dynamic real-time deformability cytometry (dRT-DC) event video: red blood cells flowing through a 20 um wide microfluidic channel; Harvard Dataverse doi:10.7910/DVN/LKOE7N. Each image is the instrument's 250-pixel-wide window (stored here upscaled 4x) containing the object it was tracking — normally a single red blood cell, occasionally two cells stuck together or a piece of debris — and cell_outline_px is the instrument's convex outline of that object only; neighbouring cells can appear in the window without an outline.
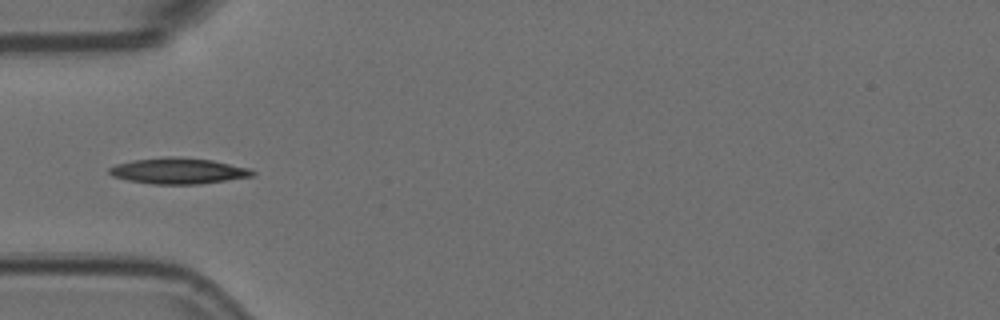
{"species": "Egyptian fruit bat (a non-hibernating species)", "species_latin": "Rousettus aegyptiacus", "temperature_condition": "room temperature", "stored_images_in_passage": 6, "camera_frame_rate_fps": 3000, "um_per_image_px": 0.085, "animal": {"sex": "female"}, "frame": {"image": 1, "passage_image": 1, "time_ms": 0.0, "image_size_px": [1000, 320], "cell_outline_px": [[256, 176], [200, 184], [152, 184], [128, 180], [112, 176], [108, 172], [108, 168], [116, 164], [132, 160], [164, 156], [172, 156], [212, 160], [248, 168], [256, 172]], "centroid_in_image_um": [15.15, 14.52], "position_along_channel_um": 69.9, "area_um2": 21.79}}
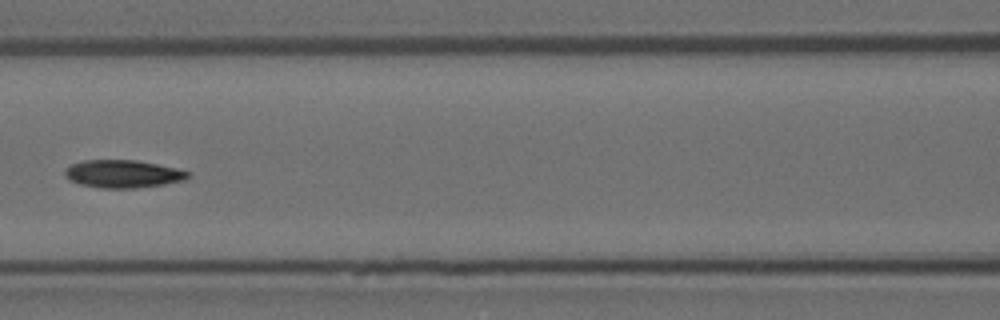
{"frame": {"image": 2, "passage_image": 3, "time_ms": 0.667, "image_size_px": [1000, 320], "cell_outline_px": [[192, 176], [184, 180], [164, 184], [136, 188], [100, 188], [80, 184], [68, 180], [64, 176], [64, 168], [72, 164], [84, 160], [136, 160], [176, 168], [188, 172]], "centroid_in_image_um": [10.41, 14.78], "position_along_channel_um": 156.2, "area_um2": 20.0}}
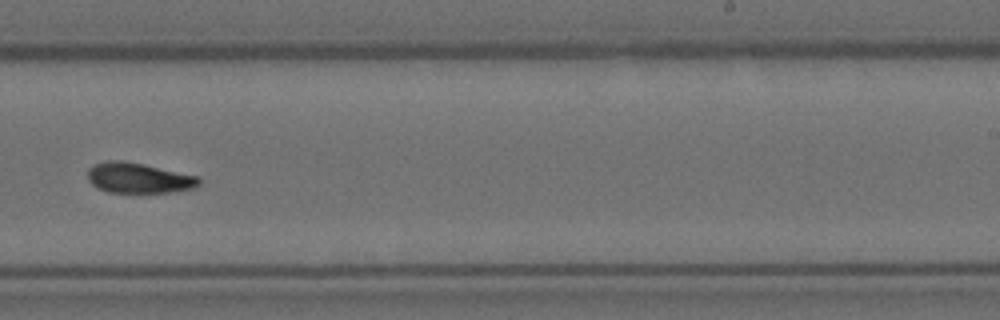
{"frame": {"image": 3, "passage_image": 6, "time_ms": 1.667, "image_size_px": [1000, 320], "cell_outline_px": [[200, 184], [196, 188], [168, 192], [108, 192], [96, 188], [88, 180], [88, 168], [92, 164], [108, 160], [116, 160], [140, 164], [200, 176]], "centroid_in_image_um": [11.77, 15.13], "position_along_channel_um": 277.2, "area_um2": 19.59}}